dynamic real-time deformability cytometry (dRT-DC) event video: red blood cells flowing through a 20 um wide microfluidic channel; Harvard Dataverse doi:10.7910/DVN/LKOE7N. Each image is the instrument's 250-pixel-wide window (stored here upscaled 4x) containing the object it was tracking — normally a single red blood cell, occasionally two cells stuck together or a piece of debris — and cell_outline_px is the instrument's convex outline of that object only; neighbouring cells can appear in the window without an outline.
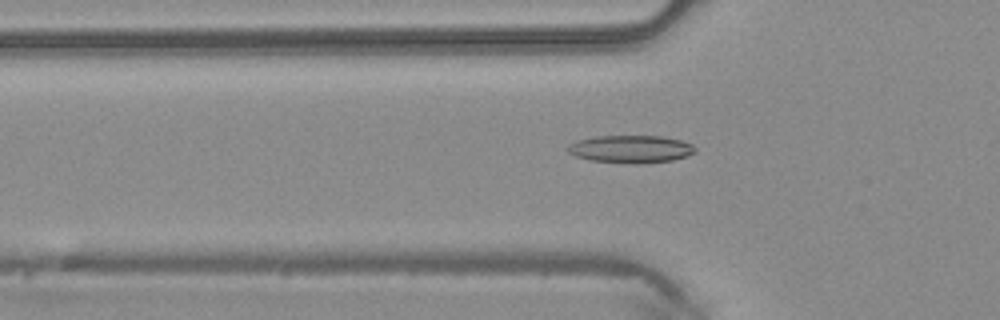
{"species": "common noctule bat (a hibernating species)", "species_latin": "Nyctalus noctula", "temperature_condition": "warm", "stored_images_in_passage": 48, "camera_frame_rate_fps": 3000, "um_per_image_px": 0.085, "animal": {"sex": "male", "body_mass_g": 20.4}, "frame": {"image": 1, "passage_image": 16, "time_ms": 5.0, "image_size_px": [1000, 320], "cell_outline_px": [[696, 152], [688, 156], [672, 160], [636, 164], [592, 160], [576, 156], [568, 152], [564, 148], [568, 144], [576, 140], [596, 136], [664, 136], [680, 140], [692, 144], [696, 148]], "centroid_in_image_um": [53.61, 12.66], "position_along_channel_um": 72.2, "area_um2": 20.63}}
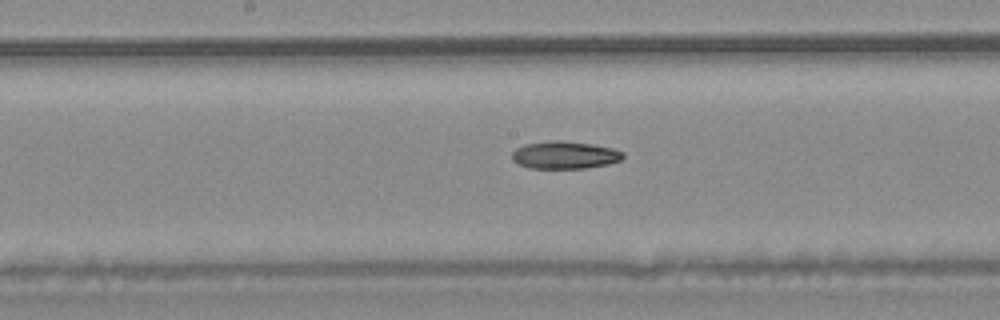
{"frame": {"image": 2, "passage_image": 25, "time_ms": 8.0, "image_size_px": [1000, 320], "cell_outline_px": [[624, 156], [620, 160], [608, 164], [584, 168], [528, 168], [516, 164], [512, 160], [512, 152], [516, 148], [524, 144], [552, 140], [560, 140], [592, 144], [612, 148], [624, 152]], "centroid_in_image_um": [47.96, 13.17], "position_along_channel_um": 200.2, "area_um2": 17.92}}
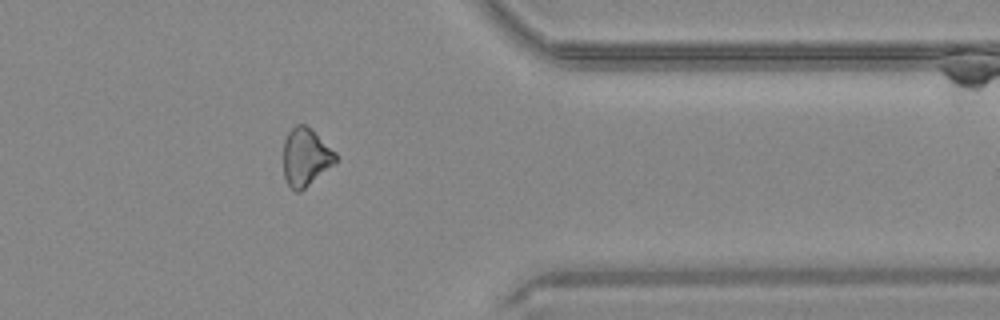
{"frame": {"image": 3, "passage_image": 39, "time_ms": 12.667, "image_size_px": [1000, 320], "cell_outline_px": [[336, 160], [332, 164], [300, 192], [296, 192], [288, 184], [284, 176], [284, 140], [288, 132], [296, 124], [304, 124], [336, 152]], "centroid_in_image_um": [25.94, 13.35], "position_along_channel_um": 385.5, "area_um2": 17.05}}